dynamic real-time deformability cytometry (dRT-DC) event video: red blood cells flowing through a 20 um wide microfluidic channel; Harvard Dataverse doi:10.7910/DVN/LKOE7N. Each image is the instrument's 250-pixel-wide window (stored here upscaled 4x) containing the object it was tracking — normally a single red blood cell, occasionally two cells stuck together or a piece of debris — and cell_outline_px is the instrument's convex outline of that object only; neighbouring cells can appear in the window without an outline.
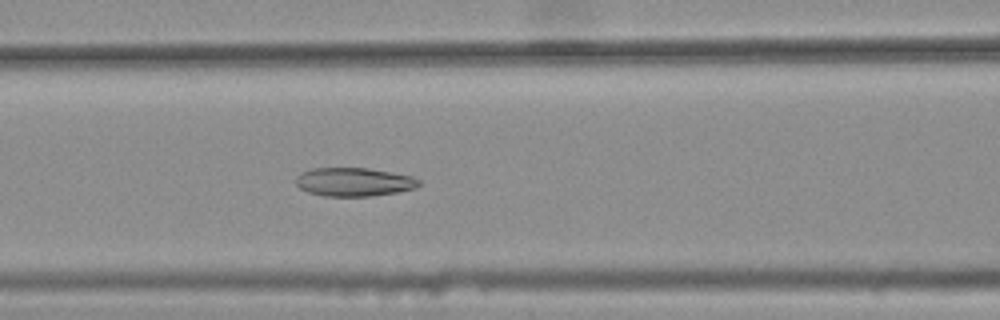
{"species": "common noctule bat (a hibernating species)", "species_latin": "Nyctalus noctula", "temperature_condition": "warm", "stored_images_in_passage": 44, "camera_frame_rate_fps": 3000, "um_per_image_px": 0.085, "animal": {"sex": "female", "body_mass_g": 25.1}, "frame": {"image": 1, "passage_image": 22, "time_ms": 7.0, "image_size_px": [1000, 320], "cell_outline_px": [[420, 184], [416, 188], [400, 192], [372, 196], [324, 196], [308, 192], [300, 188], [296, 184], [296, 176], [300, 172], [312, 168], [368, 168], [392, 172], [412, 176], [420, 180]], "centroid_in_image_um": [30.1, 15.46], "position_along_channel_um": 136.5, "area_um2": 20.69}}
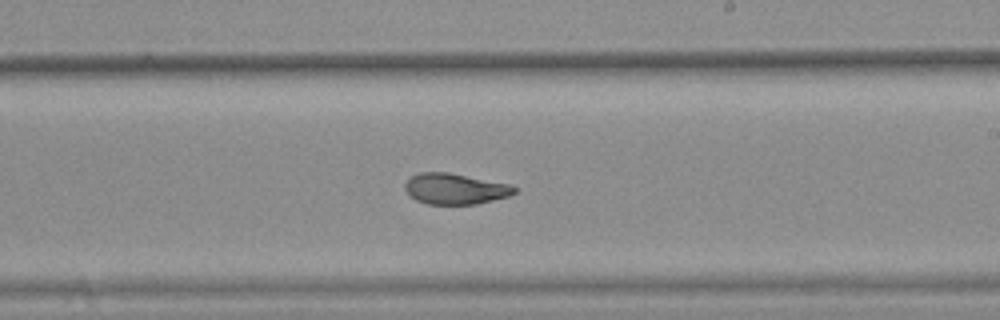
{"frame": {"image": 2, "passage_image": 31, "time_ms": 10.0, "image_size_px": [1000, 320], "cell_outline_px": [[516, 192], [508, 196], [476, 204], [428, 204], [416, 200], [404, 188], [404, 184], [412, 176], [420, 172], [448, 172], [508, 184], [516, 188]], "centroid_in_image_um": [38.67, 16.05], "position_along_channel_um": 250.3, "area_um2": 19.36}}
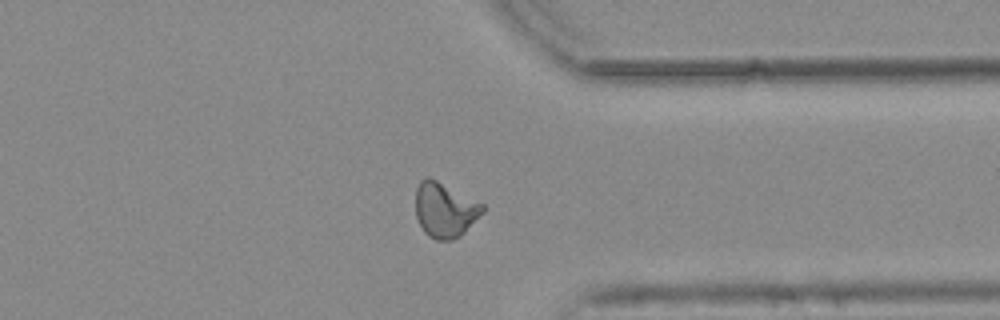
{"frame": {"image": 3, "passage_image": 41, "time_ms": 13.333, "image_size_px": [1000, 320], "cell_outline_px": [[484, 212], [464, 232], [452, 240], [436, 240], [428, 236], [424, 232], [416, 216], [416, 188], [420, 180], [428, 176], [484, 204]], "centroid_in_image_um": [37.8, 17.84], "position_along_channel_um": 373.6, "area_um2": 21.27}, "authors_computed_cell_mechanics": {"area_um2": 20.9814, "velocity_mm_per_s": 3.8039, "shape_relaxation_time_tau1_ms": null, "shape_relaxation_time_tau2_ms": 2.1206, "deformation_change_tau1": null, "deformation_change_tau2": 0.0824}}